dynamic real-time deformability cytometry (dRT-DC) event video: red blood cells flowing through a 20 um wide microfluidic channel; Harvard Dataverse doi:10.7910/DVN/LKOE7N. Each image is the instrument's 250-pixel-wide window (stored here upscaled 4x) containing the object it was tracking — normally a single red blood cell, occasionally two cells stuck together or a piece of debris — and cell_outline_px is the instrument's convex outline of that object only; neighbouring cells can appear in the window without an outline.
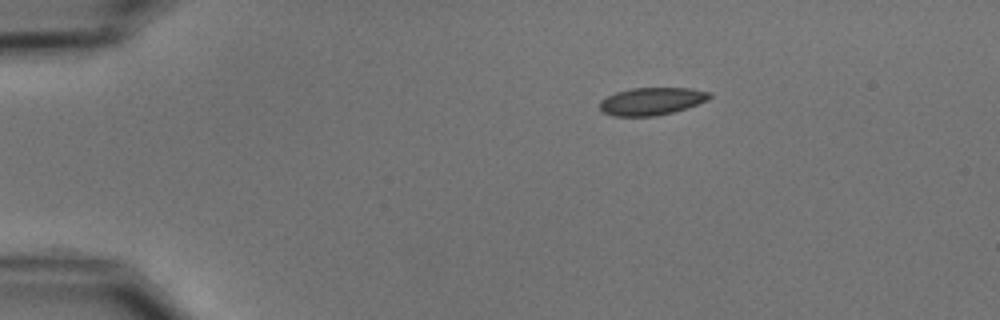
{"species": "common noctule bat (a hibernating species)", "species_latin": "Nyctalus noctula", "temperature_condition": "cold", "stored_images_in_passage": 45, "camera_frame_rate_fps": 3000, "um_per_image_px": 0.085, "animal": {"sex": "male", "body_mass_g": 15.6}, "frame": {"image": 1, "passage_image": 1, "time_ms": 0.0, "image_size_px": [1000, 320], "cell_outline_px": [[712, 96], [708, 100], [672, 112], [656, 116], [612, 116], [604, 112], [600, 108], [600, 100], [616, 92], [632, 88], [688, 88], [712, 92]], "centroid_in_image_um": [55.39, 8.6], "position_along_channel_um": 29.6, "area_um2": 17.51}}
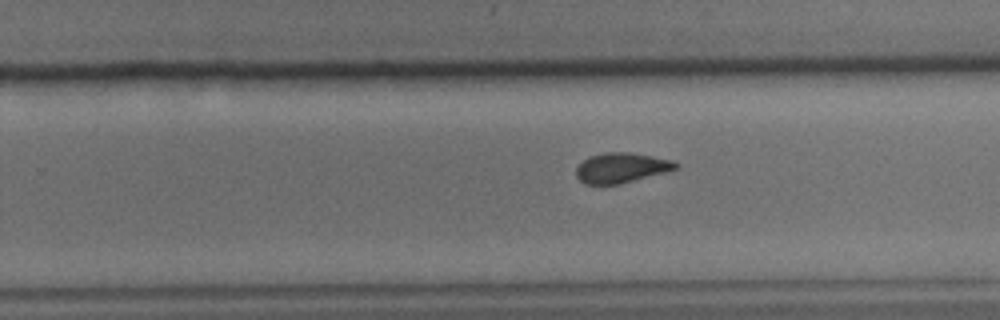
{"frame": {"image": 2, "passage_image": 26, "time_ms": 8.333, "image_size_px": [1000, 320], "cell_outline_px": [[680, 168], [668, 172], [620, 184], [584, 184], [576, 176], [576, 168], [584, 160], [592, 156], [604, 152], [628, 152], [672, 160], [680, 164]], "centroid_in_image_um": [52.86, 14.27], "position_along_channel_um": 276.9, "area_um2": 17.46}}
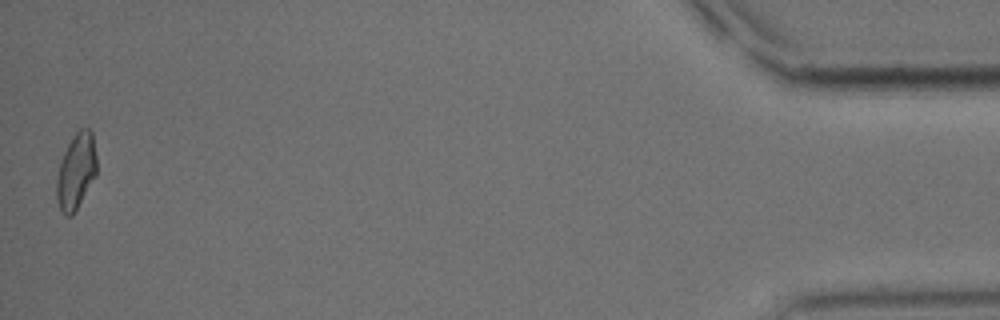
{"frame": {"image": 3, "passage_image": 45, "time_ms": 14.667, "image_size_px": [1000, 320], "cell_outline_px": [[96, 176], [72, 216], [64, 216], [60, 208], [56, 196], [56, 180], [60, 164], [64, 152], [68, 144], [76, 132], [80, 128], [88, 128], [92, 132], [96, 156]], "centroid_in_image_um": [6.47, 14.57], "position_along_channel_um": 428.7, "area_um2": 17.57}, "authors_computed_cell_mechanics": {"area_um2": 17.8602, "velocity_mm_per_s": 3.7163, "shape_relaxation_time_tau1_ms": 4.8495, "shape_relaxation_time_tau2_ms": 1.4496, "deformation_change_tau1": 0.1274, "deformation_change_tau2": 0.0677}}